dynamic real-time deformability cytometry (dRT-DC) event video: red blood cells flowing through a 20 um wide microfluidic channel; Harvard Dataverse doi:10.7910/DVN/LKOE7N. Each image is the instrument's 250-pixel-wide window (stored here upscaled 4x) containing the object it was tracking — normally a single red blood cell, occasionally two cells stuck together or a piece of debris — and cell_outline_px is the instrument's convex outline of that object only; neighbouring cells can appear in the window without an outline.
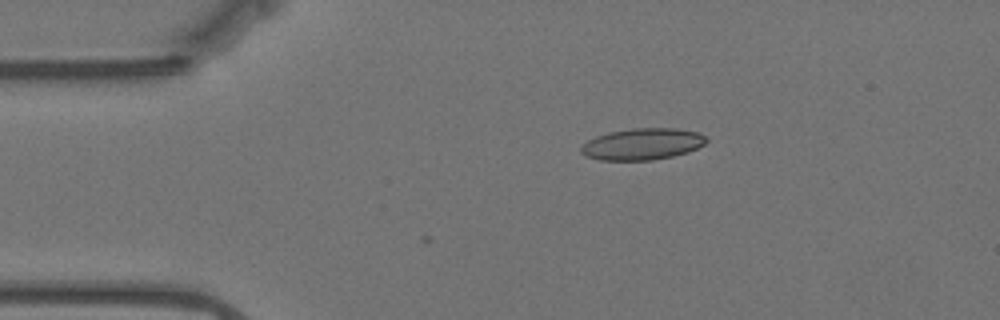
{"species": "Egyptian fruit bat (a non-hibernating species)", "species_latin": "Rousettus aegyptiacus", "temperature_condition": "warm", "stored_images_in_passage": 3, "camera_frame_rate_fps": 3000, "um_per_image_px": 0.085, "animal": {"sex": "female"}, "frame": {"image": 1, "passage_image": 1, "time_ms": 0.0, "image_size_px": [1000, 320], "cell_outline_px": [[708, 140], [704, 144], [688, 152], [672, 156], [652, 160], [600, 160], [584, 156], [580, 152], [580, 148], [588, 140], [596, 136], [608, 132], [632, 128], [676, 128], [700, 132]], "centroid_in_image_um": [54.59, 12.24], "position_along_channel_um": 30.4, "area_um2": 23.12}}